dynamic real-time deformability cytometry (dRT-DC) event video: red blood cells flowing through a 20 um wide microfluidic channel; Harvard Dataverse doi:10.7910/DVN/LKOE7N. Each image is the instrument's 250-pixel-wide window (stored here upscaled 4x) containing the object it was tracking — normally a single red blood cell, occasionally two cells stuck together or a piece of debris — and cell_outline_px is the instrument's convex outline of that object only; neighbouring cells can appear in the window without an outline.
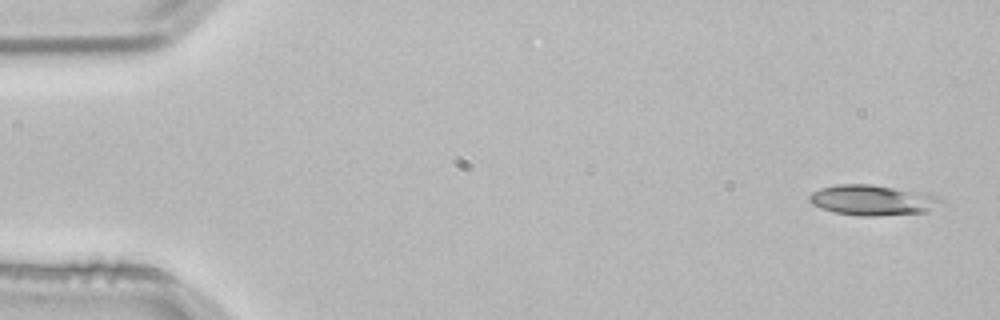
{"species": "common noctule bat (a hibernating species)", "species_latin": "Nyctalus noctula", "temperature_condition": "room temperature", "stored_images_in_passage": 4, "camera_frame_rate_fps": 3000, "um_per_image_px": 0.085, "animal": {"sex": "male", "body_mass_g": 21.5, "forearm_length_mm": 52.0}, "frame": {"image": 1, "passage_image": 1, "time_ms": 0.0, "image_size_px": [1000, 320], "cell_outline_px": [[944, 204], [928, 212], [876, 216], [860, 216], [832, 212], [820, 208], [812, 204], [808, 200], [808, 196], [812, 192], [820, 188], [836, 184], [872, 184], [920, 192], [936, 196], [944, 200]], "centroid_in_image_um": [74.17, 17.02], "position_along_channel_um": 10.8, "area_um2": 23.64}}
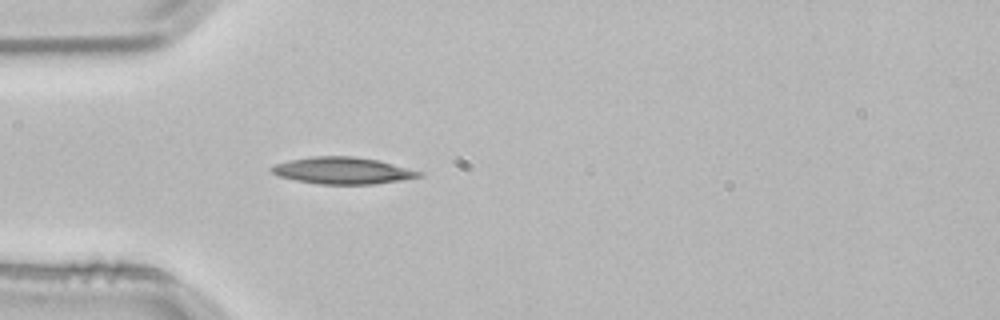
{"frame": {"image": 2, "passage_image": 4, "time_ms": 1.0, "image_size_px": [1000, 320], "cell_outline_px": [[424, 176], [400, 180], [372, 184], [320, 184], [296, 180], [280, 176], [272, 172], [268, 168], [272, 164], [288, 160], [312, 156], [356, 156], [380, 160], [420, 172]], "centroid_in_image_um": [29.07, 14.48], "position_along_channel_um": 55.9, "area_um2": 23.0}}